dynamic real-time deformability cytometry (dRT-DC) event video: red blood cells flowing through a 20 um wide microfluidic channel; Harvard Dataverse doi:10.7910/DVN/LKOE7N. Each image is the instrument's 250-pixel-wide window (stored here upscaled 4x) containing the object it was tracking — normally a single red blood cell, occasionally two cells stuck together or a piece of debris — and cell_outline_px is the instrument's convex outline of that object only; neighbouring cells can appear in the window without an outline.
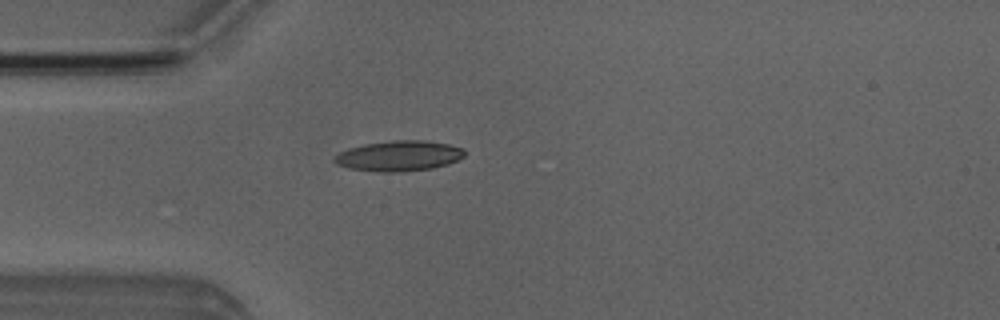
{"species": "Egyptian fruit bat (a non-hibernating species)", "species_latin": "Rousettus aegyptiacus", "temperature_condition": "room temperature", "stored_images_in_passage": 1, "camera_frame_rate_fps": 3000, "um_per_image_px": 0.085, "animal": {"sex": "male"}, "frame": {"image": 1, "passage_image": 1, "time_ms": 0.0, "image_size_px": [1000, 320], "cell_outline_px": [[464, 156], [448, 164], [432, 168], [400, 172], [380, 172], [348, 168], [336, 164], [332, 160], [332, 156], [348, 148], [364, 144], [392, 140], [424, 140], [448, 144], [464, 148]], "centroid_in_image_um": [33.87, 13.25], "position_along_channel_um": 51.1, "area_um2": 23.18}}